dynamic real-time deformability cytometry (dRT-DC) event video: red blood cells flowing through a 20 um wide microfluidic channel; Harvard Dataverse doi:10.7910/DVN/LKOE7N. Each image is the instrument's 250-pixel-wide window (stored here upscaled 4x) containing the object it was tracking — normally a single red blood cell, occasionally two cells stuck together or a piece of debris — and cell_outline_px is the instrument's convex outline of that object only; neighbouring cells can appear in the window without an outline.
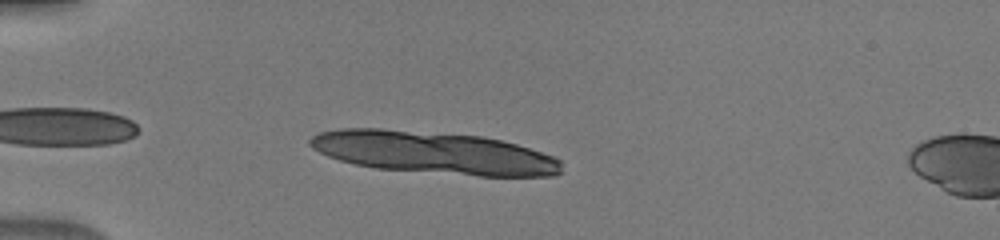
{"species": "human", "species_latin": "Homo sapiens", "temperature_condition": "warm", "stored_images_in_passage": 7, "camera_frame_rate_fps": 3000, "um_per_image_px": 0.085, "donor": {"sex": "male"}, "frame": {"image": 1, "passage_image": 3, "time_ms": 0.667, "image_size_px": [1000, 240], "cell_outline_px": [[564, 172], [552, 176], [480, 176], [376, 168], [356, 164], [340, 160], [328, 156], [312, 148], [308, 144], [308, 140], [312, 136], [320, 132], [340, 128], [384, 128], [484, 136], [516, 144], [552, 156], [560, 160]], "centroid_in_image_um": [36.87, 12.97], "position_along_channel_um": 48.1, "area_um2": 62.19}}